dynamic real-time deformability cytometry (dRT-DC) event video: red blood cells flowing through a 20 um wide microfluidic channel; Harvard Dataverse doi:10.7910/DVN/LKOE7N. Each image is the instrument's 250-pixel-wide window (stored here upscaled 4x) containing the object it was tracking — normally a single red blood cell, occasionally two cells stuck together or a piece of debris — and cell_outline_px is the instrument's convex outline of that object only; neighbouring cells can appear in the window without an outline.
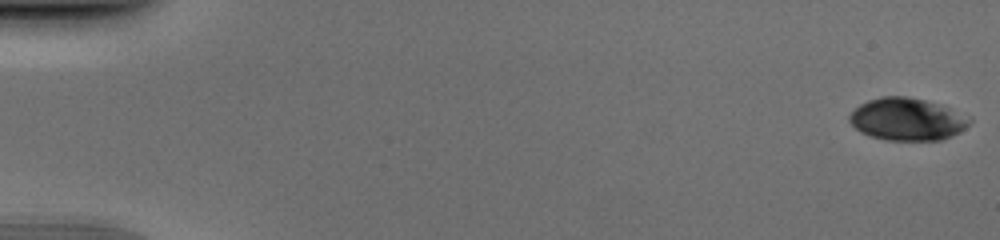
{"species": "human", "species_latin": "Homo sapiens", "temperature_condition": "cold", "stored_images_in_passage": 52, "camera_frame_rate_fps": 3000, "um_per_image_px": 0.085, "donor": {"sex": "male"}, "frame": {"image": 1, "passage_image": 1, "time_ms": 0.0, "image_size_px": [1000, 240], "cell_outline_px": [[972, 120], [960, 132], [952, 136], [940, 140], [888, 140], [872, 136], [860, 132], [848, 120], [848, 116], [860, 104], [868, 100], [880, 96], [908, 96], [940, 104]], "centroid_in_image_um": [77.07, 10.13], "position_along_channel_um": 7.9, "area_um2": 29.36}}
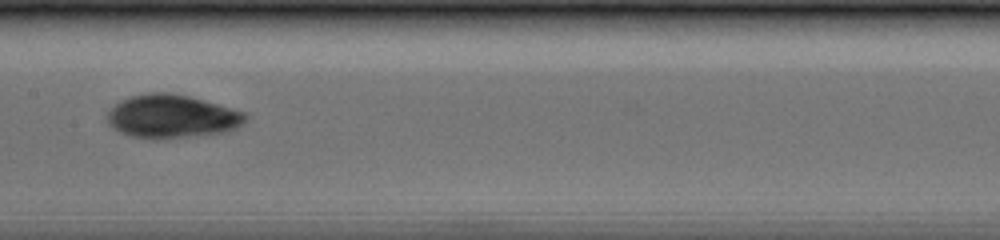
{"frame": {"image": 2, "passage_image": 28, "time_ms": 9.0, "image_size_px": [1000, 240], "cell_outline_px": [[248, 120], [236, 128], [224, 132], [156, 140], [132, 136], [120, 132], [108, 124], [108, 112], [120, 100], [132, 96], [152, 92], [164, 92], [184, 96], [216, 104], [244, 112], [248, 116]], "centroid_in_image_um": [14.6, 9.92], "position_along_channel_um": 192.8, "area_um2": 34.39}}
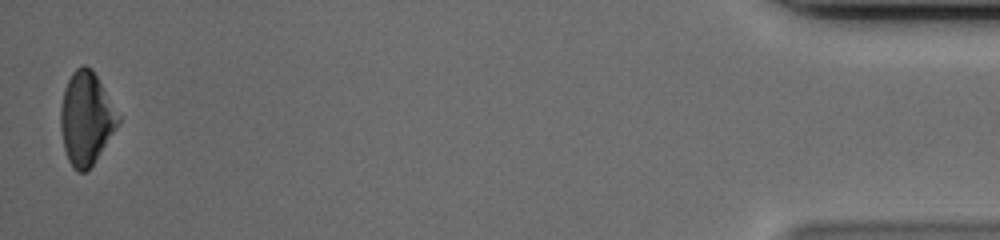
{"frame": {"image": 3, "passage_image": 52, "time_ms": 17.0, "image_size_px": [1000, 240], "cell_outline_px": [[120, 124], [92, 164], [84, 172], [76, 172], [72, 168], [68, 160], [64, 148], [60, 128], [60, 108], [64, 88], [72, 72], [76, 68], [84, 64], [92, 68], [120, 116]], "centroid_in_image_um": [7.31, 10.05], "position_along_channel_um": 427.9, "area_um2": 31.15}}